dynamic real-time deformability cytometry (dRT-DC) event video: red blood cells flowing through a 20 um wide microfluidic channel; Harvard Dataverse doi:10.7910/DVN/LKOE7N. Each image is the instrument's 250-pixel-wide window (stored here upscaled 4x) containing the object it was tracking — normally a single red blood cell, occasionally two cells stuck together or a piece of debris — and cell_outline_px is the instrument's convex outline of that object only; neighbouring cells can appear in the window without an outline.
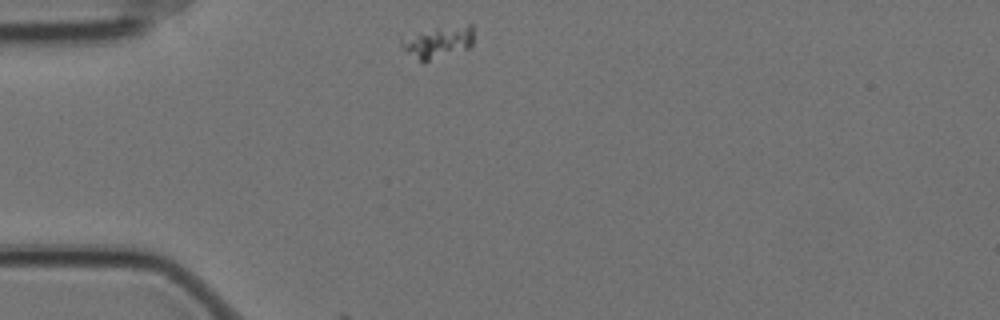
{"species": "Egyptian fruit bat (a non-hibernating species)", "species_latin": "Rousettus aegyptiacus", "temperature_condition": "cold", "stored_images_in_passage": 9, "camera_frame_rate_fps": 3000, "um_per_image_px": 0.085, "animal": {"sex": "female"}, "frame": {"image": 1, "passage_image": 1, "time_ms": 0.0, "image_size_px": [1000, 320], "cell_outline_px": [[472, 44], [468, 48], [424, 64], [408, 52], [400, 44], [400, 36], [416, 32], [436, 28], [468, 24], [472, 24]], "centroid_in_image_um": [37.19, 3.59], "position_along_channel_um": 47.8, "area_um2": 13.64}}